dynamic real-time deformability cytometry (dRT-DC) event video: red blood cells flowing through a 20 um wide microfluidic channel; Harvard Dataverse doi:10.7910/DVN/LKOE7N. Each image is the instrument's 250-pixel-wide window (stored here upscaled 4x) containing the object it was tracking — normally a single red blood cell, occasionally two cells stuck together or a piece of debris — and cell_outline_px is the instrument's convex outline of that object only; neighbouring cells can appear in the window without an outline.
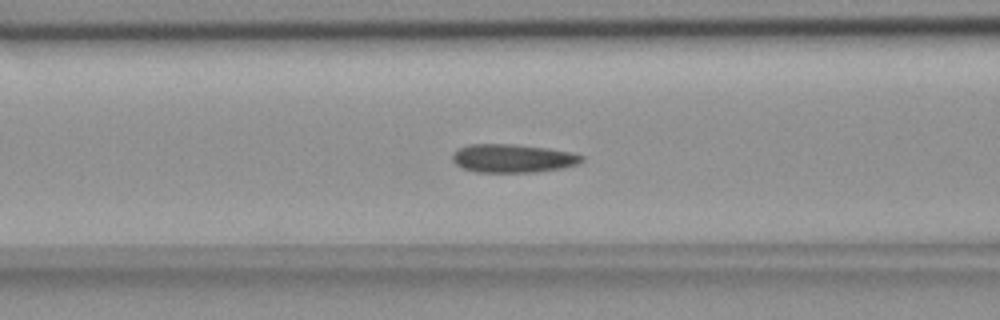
{"species": "common noctule bat (a hibernating species)", "species_latin": "Nyctalus noctula", "temperature_condition": "room temperature", "stored_images_in_passage": 55, "segment_of_instrument_passage": [1, 2], "camera_frame_rate_fps": 3000, "um_per_image_px": 0.085, "animal": {"sex": "female", "body_mass_g": 18.4}, "frame": {"image": 1, "passage_image": 21, "time_ms": 6.667, "image_size_px": [1000, 320], "cell_outline_px": [[584, 160], [580, 164], [560, 168], [536, 172], [476, 172], [464, 168], [456, 164], [452, 160], [452, 152], [468, 144], [512, 144], [548, 148], [568, 152], [584, 156]], "centroid_in_image_um": [43.58, 13.46], "position_along_channel_um": 123.0, "area_um2": 21.39}}
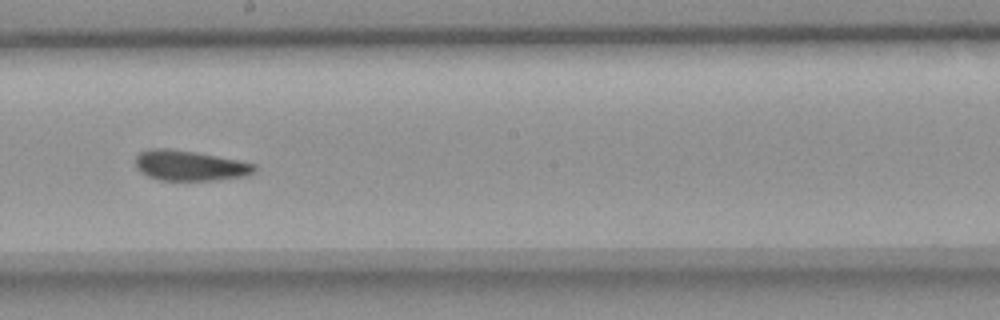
{"frame": {"image": 2, "passage_image": 30, "time_ms": 9.667, "image_size_px": [1000, 320], "cell_outline_px": [[256, 168], [252, 172], [244, 176], [216, 180], [160, 180], [148, 176], [140, 172], [136, 168], [136, 156], [140, 152], [152, 148], [168, 148], [196, 152], [256, 164]], "centroid_in_image_um": [16.08, 14.07], "position_along_channel_um": 232.1, "area_um2": 20.81}}
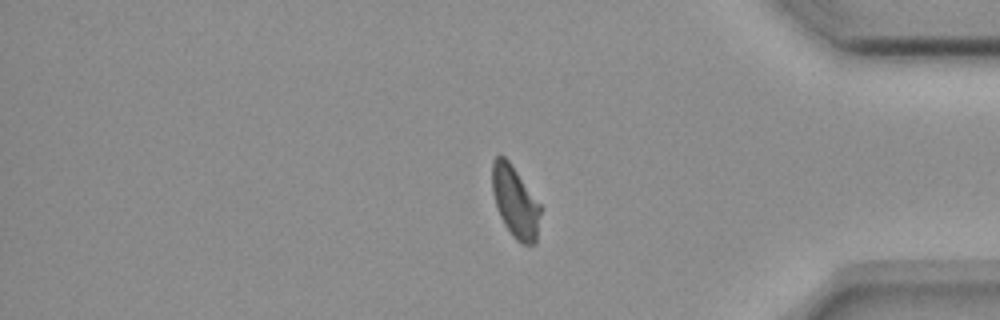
{"frame": {"image": 3, "passage_image": 45, "time_ms": 14.667, "image_size_px": [1000, 320], "cell_outline_px": [[540, 212], [536, 244], [524, 244], [516, 240], [512, 236], [504, 224], [500, 216], [492, 192], [492, 160], [496, 156], [504, 156], [512, 164], [540, 204]], "centroid_in_image_um": [43.78, 17.15], "position_along_channel_um": 391.4, "area_um2": 20.0}}